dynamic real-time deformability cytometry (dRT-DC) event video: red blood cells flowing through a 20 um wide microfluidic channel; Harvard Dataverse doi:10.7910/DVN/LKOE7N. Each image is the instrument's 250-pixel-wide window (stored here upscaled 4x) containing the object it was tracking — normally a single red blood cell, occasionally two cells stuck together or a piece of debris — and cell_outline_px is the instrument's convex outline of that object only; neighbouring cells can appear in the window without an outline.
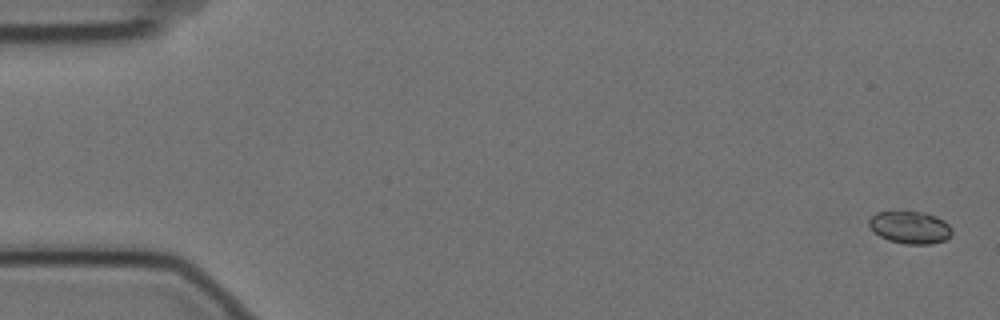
{"species": "Egyptian fruit bat (a non-hibernating species)", "species_latin": "Rousettus aegyptiacus", "temperature_condition": "cold", "stored_images_in_passage": 6, "camera_frame_rate_fps": 3000, "um_per_image_px": 0.085, "animal": {"sex": "female"}, "frame": {"image": 1, "passage_image": 1, "time_ms": 0.0, "image_size_px": [1000, 320], "cell_outline_px": [[952, 236], [944, 240], [932, 244], [904, 244], [888, 240], [880, 236], [868, 224], [868, 220], [876, 212], [892, 208], [904, 208], [924, 212], [936, 216], [944, 220], [952, 228]], "centroid_in_image_um": [77.34, 19.26], "position_along_channel_um": 7.7, "area_um2": 16.53}}